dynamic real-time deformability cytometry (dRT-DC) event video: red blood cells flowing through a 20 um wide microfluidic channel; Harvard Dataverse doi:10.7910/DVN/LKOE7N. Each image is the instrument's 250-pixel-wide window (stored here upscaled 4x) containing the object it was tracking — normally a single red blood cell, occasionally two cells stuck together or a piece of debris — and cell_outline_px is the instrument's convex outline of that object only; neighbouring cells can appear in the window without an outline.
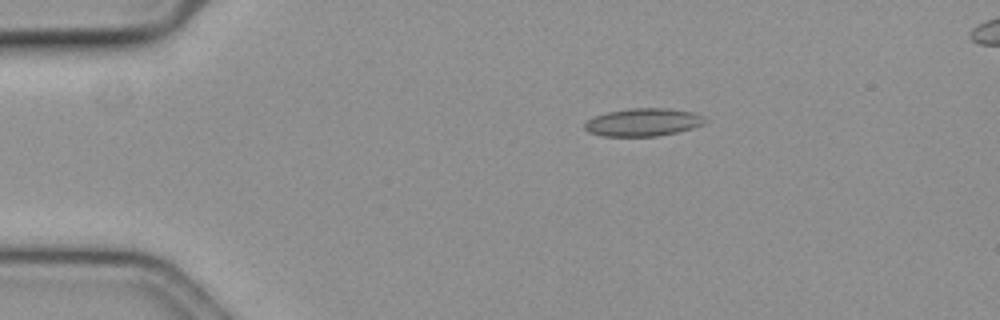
{"species": "common noctule bat (a hibernating species)", "species_latin": "Nyctalus noctula", "temperature_condition": "cold", "stored_images_in_passage": 10, "camera_frame_rate_fps": 3000, "um_per_image_px": 0.085, "animal": {"sex": "female", "body_mass_g": 19.3, "forearm_length_mm": 54.1}, "frame": {"image": 1, "passage_image": 1, "time_ms": 0.0, "image_size_px": [1000, 320], "cell_outline_px": [[708, 120], [704, 124], [692, 128], [676, 132], [656, 136], [600, 136], [588, 132], [584, 128], [584, 124], [588, 120], [596, 116], [608, 112], [632, 108], [668, 108], [692, 112], [704, 116]], "centroid_in_image_um": [54.68, 10.39], "position_along_channel_um": 30.3, "area_um2": 19.48}}
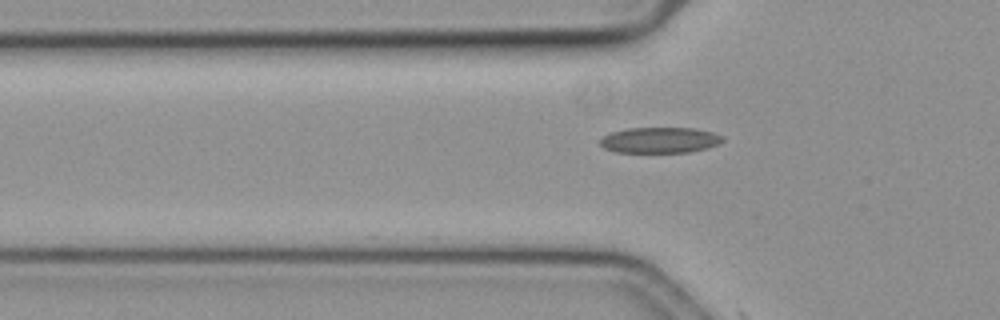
{"frame": {"image": 2, "passage_image": 9, "time_ms": 2.667, "image_size_px": [1000, 320], "cell_outline_px": [[724, 140], [708, 148], [688, 152], [616, 152], [604, 148], [600, 144], [600, 140], [604, 136], [612, 132], [628, 128], [692, 128], [712, 132], [724, 136]], "centroid_in_image_um": [56.09, 11.91], "position_along_channel_um": 69.7, "area_um2": 18.26}}